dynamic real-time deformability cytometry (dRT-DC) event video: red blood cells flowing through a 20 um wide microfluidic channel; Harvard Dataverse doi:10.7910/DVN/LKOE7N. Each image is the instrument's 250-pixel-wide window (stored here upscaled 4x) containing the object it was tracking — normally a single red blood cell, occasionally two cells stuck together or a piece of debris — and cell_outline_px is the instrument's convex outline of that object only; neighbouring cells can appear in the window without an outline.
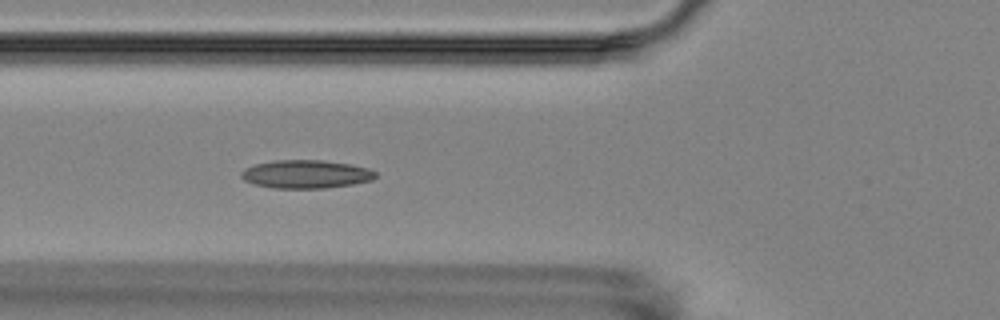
{"species": "Egyptian fruit bat (a non-hibernating species)", "species_latin": "Rousettus aegyptiacus", "temperature_condition": "room temperature", "stored_images_in_passage": 6, "camera_frame_rate_fps": 3000, "um_per_image_px": 0.085, "animal": {"sex": "female"}, "frame": {"image": 1, "passage_image": 6, "time_ms": 5.667, "image_size_px": [1000, 320], "cell_outline_px": [[376, 176], [372, 180], [352, 184], [324, 188], [272, 188], [252, 184], [244, 180], [240, 176], [240, 172], [244, 168], [256, 164], [276, 160], [324, 160], [352, 164], [368, 168], [376, 172]], "centroid_in_image_um": [25.98, 14.8], "position_along_channel_um": 99.8, "area_um2": 22.25}}